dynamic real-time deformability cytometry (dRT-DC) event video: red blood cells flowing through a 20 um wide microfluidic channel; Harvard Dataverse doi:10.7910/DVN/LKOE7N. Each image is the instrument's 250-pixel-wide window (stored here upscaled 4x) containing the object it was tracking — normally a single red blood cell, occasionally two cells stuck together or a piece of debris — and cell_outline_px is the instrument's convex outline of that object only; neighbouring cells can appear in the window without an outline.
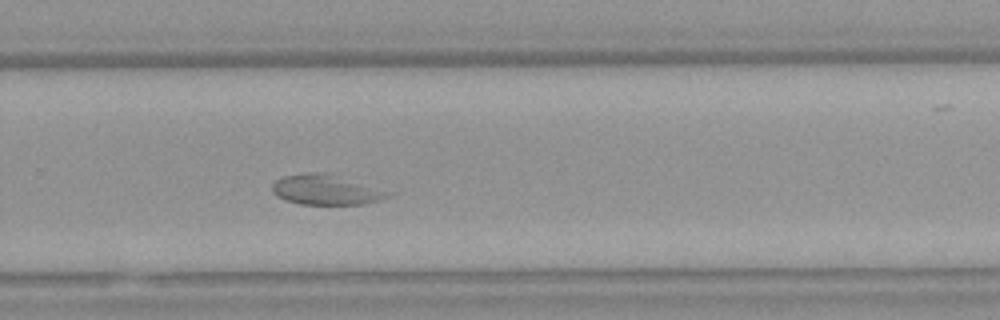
{"species": "Egyptian fruit bat (a non-hibernating species)", "species_latin": "Rousettus aegyptiacus", "temperature_condition": "warm", "stored_images_in_passage": 31, "camera_frame_rate_fps": 3000, "um_per_image_px": 0.085, "animal": {"sex": "female"}, "frame": {"image": 1, "passage_image": 22, "time_ms": 7.0, "image_size_px": [1000, 320], "cell_outline_px": [[388, 196], [380, 200], [364, 204], [300, 204], [276, 196], [272, 192], [272, 184], [276, 180], [284, 176], [304, 172], [328, 172]], "centroid_in_image_um": [27.46, 16.13], "position_along_channel_um": 302.3, "area_um2": 19.13}, "authors_computed_cell_mechanics": {"area_um2": 21.386, "velocity_mm_per_s": 3.9244, "shape_relaxation_time_tau1_ms": null, "shape_relaxation_time_tau2_ms": 2.3807, "deformation_change_tau1": null, "deformation_change_tau2": 0.0566}}